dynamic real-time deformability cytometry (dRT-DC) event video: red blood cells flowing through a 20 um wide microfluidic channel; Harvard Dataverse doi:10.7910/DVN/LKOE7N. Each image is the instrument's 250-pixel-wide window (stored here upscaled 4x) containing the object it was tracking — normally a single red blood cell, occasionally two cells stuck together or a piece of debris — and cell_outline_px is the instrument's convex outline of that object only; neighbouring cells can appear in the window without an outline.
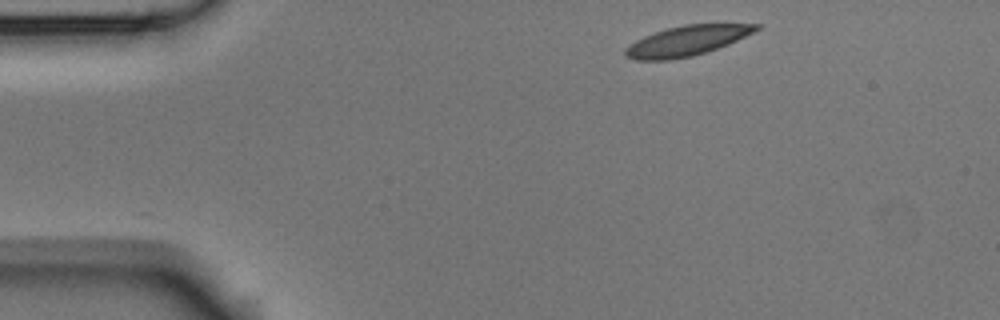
{"species": "Egyptian fruit bat (a non-hibernating species)", "species_latin": "Rousettus aegyptiacus", "temperature_condition": "room temperature", "stored_images_in_passage": 3, "camera_frame_rate_fps": 3000, "um_per_image_px": 0.085, "animal": {"sex": "male"}, "frame": {"image": 1, "passage_image": 1, "time_ms": 0.0, "image_size_px": [1000, 320], "cell_outline_px": [[760, 28], [728, 44], [692, 56], [668, 60], [636, 60], [624, 56], [624, 48], [628, 44], [644, 36], [668, 28], [684, 24], [760, 24]], "centroid_in_image_um": [58.31, 3.47], "position_along_channel_um": 26.7, "area_um2": 22.6}}